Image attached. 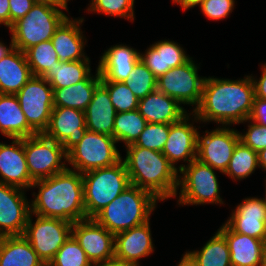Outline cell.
<instances>
[{"mask_svg": "<svg viewBox=\"0 0 266 266\" xmlns=\"http://www.w3.org/2000/svg\"><path fill=\"white\" fill-rule=\"evenodd\" d=\"M91 74L90 60L60 61L42 77L53 89L68 87L85 80Z\"/></svg>", "mask_w": 266, "mask_h": 266, "instance_id": "obj_31", "label": "cell"}, {"mask_svg": "<svg viewBox=\"0 0 266 266\" xmlns=\"http://www.w3.org/2000/svg\"><path fill=\"white\" fill-rule=\"evenodd\" d=\"M134 3L135 0H92L87 11L134 21Z\"/></svg>", "mask_w": 266, "mask_h": 266, "instance_id": "obj_39", "label": "cell"}, {"mask_svg": "<svg viewBox=\"0 0 266 266\" xmlns=\"http://www.w3.org/2000/svg\"><path fill=\"white\" fill-rule=\"evenodd\" d=\"M84 112L87 130L113 136L117 112L110 100L107 88L101 82L96 86L91 102Z\"/></svg>", "mask_w": 266, "mask_h": 266, "instance_id": "obj_26", "label": "cell"}, {"mask_svg": "<svg viewBox=\"0 0 266 266\" xmlns=\"http://www.w3.org/2000/svg\"><path fill=\"white\" fill-rule=\"evenodd\" d=\"M258 165V152L245 146L241 141L234 149L226 171L223 173L232 180H243L249 177Z\"/></svg>", "mask_w": 266, "mask_h": 266, "instance_id": "obj_34", "label": "cell"}, {"mask_svg": "<svg viewBox=\"0 0 266 266\" xmlns=\"http://www.w3.org/2000/svg\"><path fill=\"white\" fill-rule=\"evenodd\" d=\"M258 165L259 168L266 171V148L258 152Z\"/></svg>", "mask_w": 266, "mask_h": 266, "instance_id": "obj_49", "label": "cell"}, {"mask_svg": "<svg viewBox=\"0 0 266 266\" xmlns=\"http://www.w3.org/2000/svg\"><path fill=\"white\" fill-rule=\"evenodd\" d=\"M91 266H130V265L124 264L123 262L114 259L107 262L92 263Z\"/></svg>", "mask_w": 266, "mask_h": 266, "instance_id": "obj_50", "label": "cell"}, {"mask_svg": "<svg viewBox=\"0 0 266 266\" xmlns=\"http://www.w3.org/2000/svg\"><path fill=\"white\" fill-rule=\"evenodd\" d=\"M260 266H266V248L263 252V256H262V259H261V264Z\"/></svg>", "mask_w": 266, "mask_h": 266, "instance_id": "obj_53", "label": "cell"}, {"mask_svg": "<svg viewBox=\"0 0 266 266\" xmlns=\"http://www.w3.org/2000/svg\"><path fill=\"white\" fill-rule=\"evenodd\" d=\"M191 57L186 63L172 68L157 78V90L174 98L181 105L199 106L206 77L198 76L199 66Z\"/></svg>", "mask_w": 266, "mask_h": 266, "instance_id": "obj_11", "label": "cell"}, {"mask_svg": "<svg viewBox=\"0 0 266 266\" xmlns=\"http://www.w3.org/2000/svg\"><path fill=\"white\" fill-rule=\"evenodd\" d=\"M38 194L30 203L33 215L58 218L71 223L86 219L82 173L67 167L51 177L35 180Z\"/></svg>", "mask_w": 266, "mask_h": 266, "instance_id": "obj_2", "label": "cell"}, {"mask_svg": "<svg viewBox=\"0 0 266 266\" xmlns=\"http://www.w3.org/2000/svg\"><path fill=\"white\" fill-rule=\"evenodd\" d=\"M35 4L36 2L34 0H9L10 27L17 20L25 17Z\"/></svg>", "mask_w": 266, "mask_h": 266, "instance_id": "obj_43", "label": "cell"}, {"mask_svg": "<svg viewBox=\"0 0 266 266\" xmlns=\"http://www.w3.org/2000/svg\"><path fill=\"white\" fill-rule=\"evenodd\" d=\"M29 126L43 133L49 124L53 105V88L41 76H33L16 94Z\"/></svg>", "mask_w": 266, "mask_h": 266, "instance_id": "obj_12", "label": "cell"}, {"mask_svg": "<svg viewBox=\"0 0 266 266\" xmlns=\"http://www.w3.org/2000/svg\"><path fill=\"white\" fill-rule=\"evenodd\" d=\"M13 49H14V44H13L12 37H11V42L9 44V47L6 46L5 43H3L2 41H0V60L4 56H6L7 54H9Z\"/></svg>", "mask_w": 266, "mask_h": 266, "instance_id": "obj_48", "label": "cell"}, {"mask_svg": "<svg viewBox=\"0 0 266 266\" xmlns=\"http://www.w3.org/2000/svg\"><path fill=\"white\" fill-rule=\"evenodd\" d=\"M0 132L11 140L37 134L29 126L15 94L0 93Z\"/></svg>", "mask_w": 266, "mask_h": 266, "instance_id": "obj_28", "label": "cell"}, {"mask_svg": "<svg viewBox=\"0 0 266 266\" xmlns=\"http://www.w3.org/2000/svg\"><path fill=\"white\" fill-rule=\"evenodd\" d=\"M249 122L246 133L239 132L240 141L256 152L266 148V126L257 124L249 118L243 123Z\"/></svg>", "mask_w": 266, "mask_h": 266, "instance_id": "obj_41", "label": "cell"}, {"mask_svg": "<svg viewBox=\"0 0 266 266\" xmlns=\"http://www.w3.org/2000/svg\"><path fill=\"white\" fill-rule=\"evenodd\" d=\"M234 6L235 0H203L200 8L207 18L217 21L228 18Z\"/></svg>", "mask_w": 266, "mask_h": 266, "instance_id": "obj_42", "label": "cell"}, {"mask_svg": "<svg viewBox=\"0 0 266 266\" xmlns=\"http://www.w3.org/2000/svg\"><path fill=\"white\" fill-rule=\"evenodd\" d=\"M186 253L197 266H232L227 240L218 230L200 250Z\"/></svg>", "mask_w": 266, "mask_h": 266, "instance_id": "obj_32", "label": "cell"}, {"mask_svg": "<svg viewBox=\"0 0 266 266\" xmlns=\"http://www.w3.org/2000/svg\"><path fill=\"white\" fill-rule=\"evenodd\" d=\"M10 28V5L9 0H0V25Z\"/></svg>", "mask_w": 266, "mask_h": 266, "instance_id": "obj_46", "label": "cell"}, {"mask_svg": "<svg viewBox=\"0 0 266 266\" xmlns=\"http://www.w3.org/2000/svg\"><path fill=\"white\" fill-rule=\"evenodd\" d=\"M173 3L179 4L182 10L192 9L197 5L200 6L203 0H172Z\"/></svg>", "mask_w": 266, "mask_h": 266, "instance_id": "obj_47", "label": "cell"}, {"mask_svg": "<svg viewBox=\"0 0 266 266\" xmlns=\"http://www.w3.org/2000/svg\"><path fill=\"white\" fill-rule=\"evenodd\" d=\"M178 188L175 197H178V205H204V204H224L220 197L219 182L216 176V169L203 164L197 159L189 164L177 167ZM181 187V188H180Z\"/></svg>", "mask_w": 266, "mask_h": 266, "instance_id": "obj_7", "label": "cell"}, {"mask_svg": "<svg viewBox=\"0 0 266 266\" xmlns=\"http://www.w3.org/2000/svg\"><path fill=\"white\" fill-rule=\"evenodd\" d=\"M32 77L25 52L14 48L0 60V93L16 95Z\"/></svg>", "mask_w": 266, "mask_h": 266, "instance_id": "obj_27", "label": "cell"}, {"mask_svg": "<svg viewBox=\"0 0 266 266\" xmlns=\"http://www.w3.org/2000/svg\"><path fill=\"white\" fill-rule=\"evenodd\" d=\"M183 257L181 258V261H179V264L177 266H197V264L191 259V257L185 252Z\"/></svg>", "mask_w": 266, "mask_h": 266, "instance_id": "obj_51", "label": "cell"}, {"mask_svg": "<svg viewBox=\"0 0 266 266\" xmlns=\"http://www.w3.org/2000/svg\"><path fill=\"white\" fill-rule=\"evenodd\" d=\"M85 112L75 108L54 107L43 134L60 143L68 153L86 133Z\"/></svg>", "mask_w": 266, "mask_h": 266, "instance_id": "obj_16", "label": "cell"}, {"mask_svg": "<svg viewBox=\"0 0 266 266\" xmlns=\"http://www.w3.org/2000/svg\"><path fill=\"white\" fill-rule=\"evenodd\" d=\"M261 77L259 79H255L251 76L253 84H254V98H260L266 100V63L261 67Z\"/></svg>", "mask_w": 266, "mask_h": 266, "instance_id": "obj_45", "label": "cell"}, {"mask_svg": "<svg viewBox=\"0 0 266 266\" xmlns=\"http://www.w3.org/2000/svg\"><path fill=\"white\" fill-rule=\"evenodd\" d=\"M100 82L101 76L97 67L94 76L91 73L85 80L75 85L53 89L54 107L75 108L85 111L91 102L96 86Z\"/></svg>", "mask_w": 266, "mask_h": 266, "instance_id": "obj_29", "label": "cell"}, {"mask_svg": "<svg viewBox=\"0 0 266 266\" xmlns=\"http://www.w3.org/2000/svg\"><path fill=\"white\" fill-rule=\"evenodd\" d=\"M190 114V115H189ZM191 115L193 119L191 118ZM199 122L196 115L191 111L181 120L170 124L168 139L162 150L169 162L177 169L176 163L184 161L189 164L196 159L197 155V138L200 133L193 122Z\"/></svg>", "mask_w": 266, "mask_h": 266, "instance_id": "obj_17", "label": "cell"}, {"mask_svg": "<svg viewBox=\"0 0 266 266\" xmlns=\"http://www.w3.org/2000/svg\"><path fill=\"white\" fill-rule=\"evenodd\" d=\"M83 21L84 18L67 17L55 30L51 42L59 61L90 60L83 49L86 45L85 36L80 29Z\"/></svg>", "mask_w": 266, "mask_h": 266, "instance_id": "obj_21", "label": "cell"}, {"mask_svg": "<svg viewBox=\"0 0 266 266\" xmlns=\"http://www.w3.org/2000/svg\"><path fill=\"white\" fill-rule=\"evenodd\" d=\"M139 53L126 44H117L105 50L98 64L101 81L124 82L128 80L129 74L140 60Z\"/></svg>", "mask_w": 266, "mask_h": 266, "instance_id": "obj_22", "label": "cell"}, {"mask_svg": "<svg viewBox=\"0 0 266 266\" xmlns=\"http://www.w3.org/2000/svg\"><path fill=\"white\" fill-rule=\"evenodd\" d=\"M0 266H46L21 236L0 237Z\"/></svg>", "mask_w": 266, "mask_h": 266, "instance_id": "obj_30", "label": "cell"}, {"mask_svg": "<svg viewBox=\"0 0 266 266\" xmlns=\"http://www.w3.org/2000/svg\"><path fill=\"white\" fill-rule=\"evenodd\" d=\"M140 61L158 78L172 68L186 63L191 57L183 47L169 40H161L152 44L145 53H139Z\"/></svg>", "mask_w": 266, "mask_h": 266, "instance_id": "obj_24", "label": "cell"}, {"mask_svg": "<svg viewBox=\"0 0 266 266\" xmlns=\"http://www.w3.org/2000/svg\"><path fill=\"white\" fill-rule=\"evenodd\" d=\"M157 202L150 192L130 185L94 219L115 235L149 221Z\"/></svg>", "mask_w": 266, "mask_h": 266, "instance_id": "obj_4", "label": "cell"}, {"mask_svg": "<svg viewBox=\"0 0 266 266\" xmlns=\"http://www.w3.org/2000/svg\"><path fill=\"white\" fill-rule=\"evenodd\" d=\"M123 162L130 184L150 192L159 201L175 197L179 171L159 151L127 145Z\"/></svg>", "mask_w": 266, "mask_h": 266, "instance_id": "obj_3", "label": "cell"}, {"mask_svg": "<svg viewBox=\"0 0 266 266\" xmlns=\"http://www.w3.org/2000/svg\"><path fill=\"white\" fill-rule=\"evenodd\" d=\"M68 7L49 3H36L25 17L9 28L14 48L25 52L41 42L51 40L55 30L68 17L61 10Z\"/></svg>", "mask_w": 266, "mask_h": 266, "instance_id": "obj_6", "label": "cell"}, {"mask_svg": "<svg viewBox=\"0 0 266 266\" xmlns=\"http://www.w3.org/2000/svg\"><path fill=\"white\" fill-rule=\"evenodd\" d=\"M254 97L251 75L238 80L206 77L201 102L193 113L203 123L240 124L250 117Z\"/></svg>", "mask_w": 266, "mask_h": 266, "instance_id": "obj_1", "label": "cell"}, {"mask_svg": "<svg viewBox=\"0 0 266 266\" xmlns=\"http://www.w3.org/2000/svg\"><path fill=\"white\" fill-rule=\"evenodd\" d=\"M226 224L236 233L266 241V193L264 198L243 199Z\"/></svg>", "mask_w": 266, "mask_h": 266, "instance_id": "obj_18", "label": "cell"}, {"mask_svg": "<svg viewBox=\"0 0 266 266\" xmlns=\"http://www.w3.org/2000/svg\"><path fill=\"white\" fill-rule=\"evenodd\" d=\"M33 214L30 213L23 237L30 243L38 257L47 266L54 258L57 251L72 235L73 223L58 219L36 216L32 222Z\"/></svg>", "mask_w": 266, "mask_h": 266, "instance_id": "obj_9", "label": "cell"}, {"mask_svg": "<svg viewBox=\"0 0 266 266\" xmlns=\"http://www.w3.org/2000/svg\"><path fill=\"white\" fill-rule=\"evenodd\" d=\"M36 3H49L54 5H60L63 7H68L67 0H34Z\"/></svg>", "mask_w": 266, "mask_h": 266, "instance_id": "obj_52", "label": "cell"}, {"mask_svg": "<svg viewBox=\"0 0 266 266\" xmlns=\"http://www.w3.org/2000/svg\"><path fill=\"white\" fill-rule=\"evenodd\" d=\"M147 121L138 110L116 113L113 137L117 143L124 142L125 147L134 144L143 132Z\"/></svg>", "mask_w": 266, "mask_h": 266, "instance_id": "obj_33", "label": "cell"}, {"mask_svg": "<svg viewBox=\"0 0 266 266\" xmlns=\"http://www.w3.org/2000/svg\"><path fill=\"white\" fill-rule=\"evenodd\" d=\"M0 182L22 189L31 188L34 180L24 152V138H13L11 144L0 142Z\"/></svg>", "mask_w": 266, "mask_h": 266, "instance_id": "obj_20", "label": "cell"}, {"mask_svg": "<svg viewBox=\"0 0 266 266\" xmlns=\"http://www.w3.org/2000/svg\"><path fill=\"white\" fill-rule=\"evenodd\" d=\"M24 152L29 175L34 181L51 177L67 168V153L63 146L43 133L24 138Z\"/></svg>", "mask_w": 266, "mask_h": 266, "instance_id": "obj_10", "label": "cell"}, {"mask_svg": "<svg viewBox=\"0 0 266 266\" xmlns=\"http://www.w3.org/2000/svg\"><path fill=\"white\" fill-rule=\"evenodd\" d=\"M72 235L85 251L91 263L115 259V235L94 218H86L72 225Z\"/></svg>", "mask_w": 266, "mask_h": 266, "instance_id": "obj_14", "label": "cell"}, {"mask_svg": "<svg viewBox=\"0 0 266 266\" xmlns=\"http://www.w3.org/2000/svg\"><path fill=\"white\" fill-rule=\"evenodd\" d=\"M249 119L257 124L266 126V100L254 98L253 109Z\"/></svg>", "mask_w": 266, "mask_h": 266, "instance_id": "obj_44", "label": "cell"}, {"mask_svg": "<svg viewBox=\"0 0 266 266\" xmlns=\"http://www.w3.org/2000/svg\"><path fill=\"white\" fill-rule=\"evenodd\" d=\"M137 110L147 123L171 124L188 114L177 100L157 89L139 100Z\"/></svg>", "mask_w": 266, "mask_h": 266, "instance_id": "obj_25", "label": "cell"}, {"mask_svg": "<svg viewBox=\"0 0 266 266\" xmlns=\"http://www.w3.org/2000/svg\"><path fill=\"white\" fill-rule=\"evenodd\" d=\"M150 220L115 234V260L130 266H140L139 259L154 252Z\"/></svg>", "mask_w": 266, "mask_h": 266, "instance_id": "obj_19", "label": "cell"}, {"mask_svg": "<svg viewBox=\"0 0 266 266\" xmlns=\"http://www.w3.org/2000/svg\"><path fill=\"white\" fill-rule=\"evenodd\" d=\"M85 251L71 235L47 266H91Z\"/></svg>", "mask_w": 266, "mask_h": 266, "instance_id": "obj_37", "label": "cell"}, {"mask_svg": "<svg viewBox=\"0 0 266 266\" xmlns=\"http://www.w3.org/2000/svg\"><path fill=\"white\" fill-rule=\"evenodd\" d=\"M25 55L33 76L42 77L60 62L51 40L28 48Z\"/></svg>", "mask_w": 266, "mask_h": 266, "instance_id": "obj_35", "label": "cell"}, {"mask_svg": "<svg viewBox=\"0 0 266 266\" xmlns=\"http://www.w3.org/2000/svg\"><path fill=\"white\" fill-rule=\"evenodd\" d=\"M113 136L87 130L80 142L67 153V162L72 170L86 173L108 167L121 160Z\"/></svg>", "mask_w": 266, "mask_h": 266, "instance_id": "obj_8", "label": "cell"}, {"mask_svg": "<svg viewBox=\"0 0 266 266\" xmlns=\"http://www.w3.org/2000/svg\"><path fill=\"white\" fill-rule=\"evenodd\" d=\"M170 124L147 123L135 146L162 152L168 139Z\"/></svg>", "mask_w": 266, "mask_h": 266, "instance_id": "obj_40", "label": "cell"}, {"mask_svg": "<svg viewBox=\"0 0 266 266\" xmlns=\"http://www.w3.org/2000/svg\"><path fill=\"white\" fill-rule=\"evenodd\" d=\"M117 113L137 110L139 100L124 82L101 81Z\"/></svg>", "mask_w": 266, "mask_h": 266, "instance_id": "obj_38", "label": "cell"}, {"mask_svg": "<svg viewBox=\"0 0 266 266\" xmlns=\"http://www.w3.org/2000/svg\"><path fill=\"white\" fill-rule=\"evenodd\" d=\"M205 133L202 136L198 134L196 159L223 174L240 142L239 131L220 125L212 131L206 130Z\"/></svg>", "mask_w": 266, "mask_h": 266, "instance_id": "obj_13", "label": "cell"}, {"mask_svg": "<svg viewBox=\"0 0 266 266\" xmlns=\"http://www.w3.org/2000/svg\"><path fill=\"white\" fill-rule=\"evenodd\" d=\"M218 231L227 240L232 266H260L266 241L236 233L226 223Z\"/></svg>", "mask_w": 266, "mask_h": 266, "instance_id": "obj_23", "label": "cell"}, {"mask_svg": "<svg viewBox=\"0 0 266 266\" xmlns=\"http://www.w3.org/2000/svg\"><path fill=\"white\" fill-rule=\"evenodd\" d=\"M124 83L138 100L145 98L157 89V78L140 60L136 63L134 70Z\"/></svg>", "mask_w": 266, "mask_h": 266, "instance_id": "obj_36", "label": "cell"}, {"mask_svg": "<svg viewBox=\"0 0 266 266\" xmlns=\"http://www.w3.org/2000/svg\"><path fill=\"white\" fill-rule=\"evenodd\" d=\"M86 218H94L131 184L123 159L82 173Z\"/></svg>", "mask_w": 266, "mask_h": 266, "instance_id": "obj_5", "label": "cell"}, {"mask_svg": "<svg viewBox=\"0 0 266 266\" xmlns=\"http://www.w3.org/2000/svg\"><path fill=\"white\" fill-rule=\"evenodd\" d=\"M30 213L25 190L0 182V237L23 235Z\"/></svg>", "mask_w": 266, "mask_h": 266, "instance_id": "obj_15", "label": "cell"}]
</instances>
